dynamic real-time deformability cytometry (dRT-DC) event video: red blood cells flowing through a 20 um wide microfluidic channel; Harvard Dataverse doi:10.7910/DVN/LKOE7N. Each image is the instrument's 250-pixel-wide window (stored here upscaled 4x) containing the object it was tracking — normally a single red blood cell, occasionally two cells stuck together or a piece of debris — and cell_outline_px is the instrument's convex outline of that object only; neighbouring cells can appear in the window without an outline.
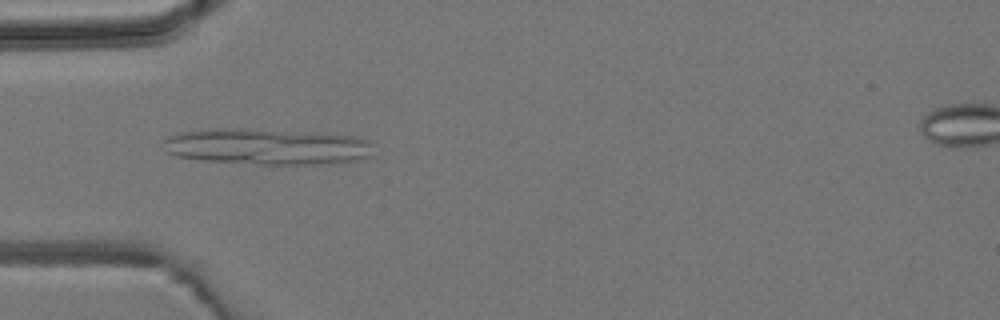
{"species": "common noctule bat (a hibernating species)", "species_latin": "Nyctalus noctula", "temperature_condition": "room temperature", "stored_images_in_passage": 3, "camera_frame_rate_fps": 3000, "um_per_image_px": 0.085, "animal": {"sex": "male", "body_mass_g": 19.2, "forearm_length_mm": 51.8}, "frame": {"image": 1, "passage_image": 3, "time_ms": 3.333, "image_size_px": [1000, 320], "cell_outline_px": [[376, 156], [356, 160], [316, 164], [260, 164], [204, 160], [176, 156], [164, 152], [160, 140], [164, 136], [180, 132], [216, 128], [240, 128], [356, 136], [368, 140], [372, 144]], "centroid_in_image_um": [22.64, 12.46], "position_along_channel_um": 62.4, "area_um2": 44.56}}